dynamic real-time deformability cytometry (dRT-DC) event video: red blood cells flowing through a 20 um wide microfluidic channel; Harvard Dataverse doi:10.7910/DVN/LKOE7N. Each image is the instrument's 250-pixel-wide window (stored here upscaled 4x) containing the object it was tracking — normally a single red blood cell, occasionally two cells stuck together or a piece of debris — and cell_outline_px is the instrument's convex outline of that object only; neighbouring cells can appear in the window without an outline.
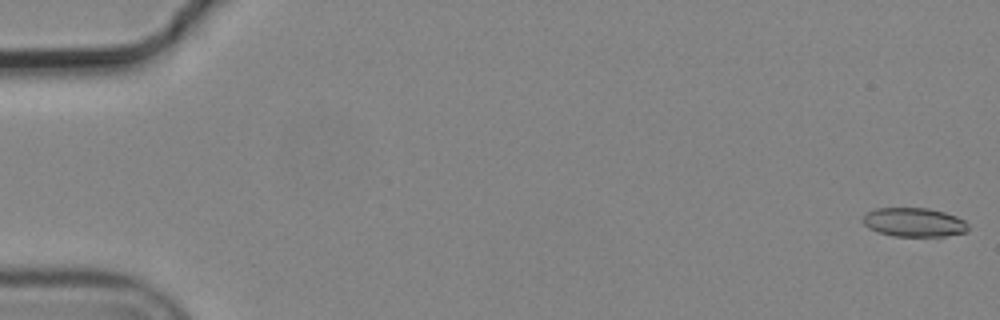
{"species": "common noctule bat (a hibernating species)", "species_latin": "Nyctalus noctula", "temperature_condition": "cold", "stored_images_in_passage": 7, "camera_frame_rate_fps": 3000, "um_per_image_px": 0.085, "animal": {"sex": "male", "body_mass_g": 19.2, "forearm_length_mm": 51.8}, "frame": {"image": 1, "passage_image": 1, "time_ms": 0.0, "image_size_px": [1000, 320], "cell_outline_px": [[968, 232], [944, 236], [892, 236], [868, 228], [864, 224], [864, 216], [868, 212], [876, 208], [928, 208], [944, 212], [956, 216], [964, 220], [968, 224]], "centroid_in_image_um": [77.72, 18.89], "position_along_channel_um": 7.3, "area_um2": 17.69}}
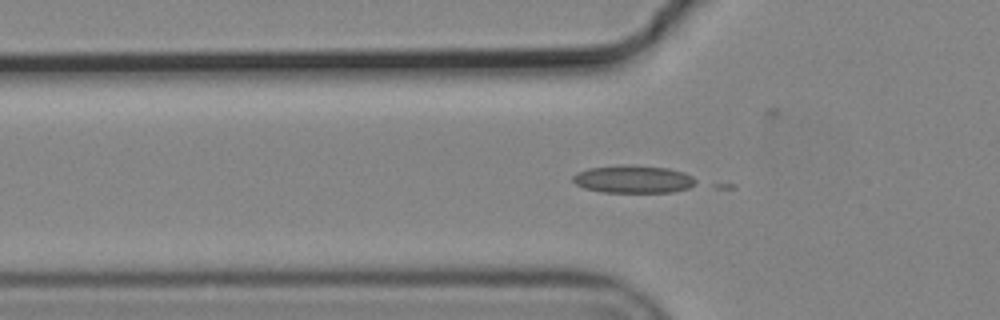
{"frame": {"image": 2, "passage_image": 5, "time_ms": 1.333, "image_size_px": [1000, 320], "cell_outline_px": [[696, 184], [688, 188], [672, 192], [604, 192], [584, 188], [576, 184], [572, 180], [572, 176], [576, 172], [588, 168], [628, 164], [632, 164], [668, 168], [684, 172], [692, 176], [696, 180]], "centroid_in_image_um": [53.82, 15.22], "position_along_channel_um": 72.0, "area_um2": 20.0}}
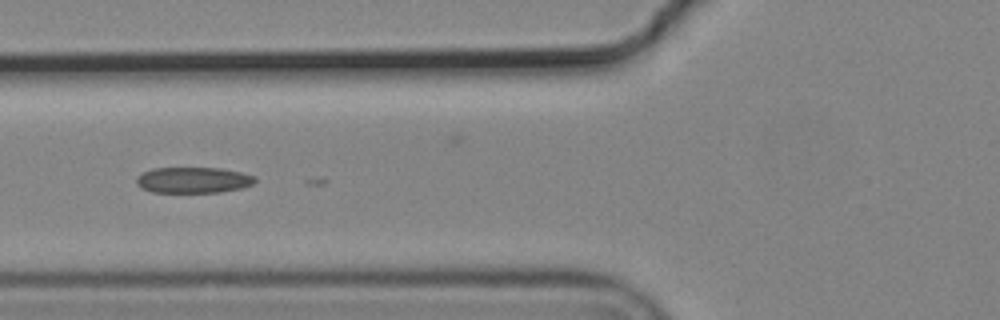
{"frame": {"image": 3, "passage_image": 6, "time_ms": 1.667, "image_size_px": [1000, 320], "cell_outline_px": [[256, 180], [252, 184], [240, 188], [220, 192], [152, 192], [140, 188], [136, 184], [136, 176], [152, 168], [220, 168], [240, 172], [256, 176]], "centroid_in_image_um": [16.39, 15.3], "position_along_channel_um": 109.4, "area_um2": 17.92}}